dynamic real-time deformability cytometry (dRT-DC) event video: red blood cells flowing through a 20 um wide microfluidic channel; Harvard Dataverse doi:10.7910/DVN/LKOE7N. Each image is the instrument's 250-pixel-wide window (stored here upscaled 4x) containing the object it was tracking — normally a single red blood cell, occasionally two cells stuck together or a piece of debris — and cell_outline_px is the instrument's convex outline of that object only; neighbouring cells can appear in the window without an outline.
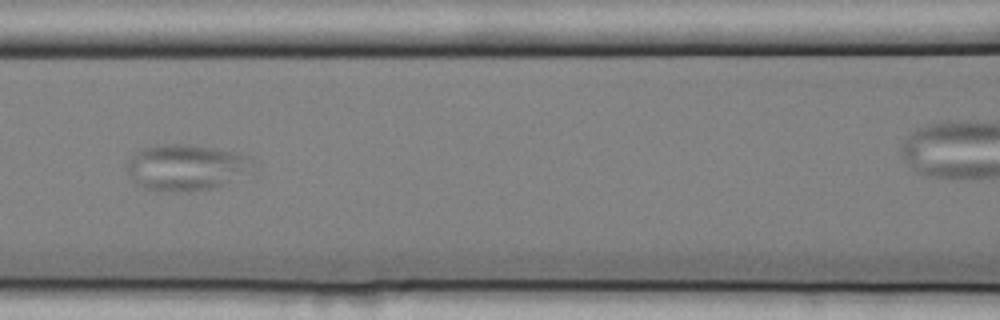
{"species": "common noctule bat (a hibernating species)", "species_latin": "Nyctalus noctula", "temperature_condition": "cold", "stored_images_in_passage": 8, "camera_frame_rate_fps": 3000, "um_per_image_px": 0.085, "animal": {"sex": "female", "body_mass_g": 25.1}, "frame": {"image": 1, "passage_image": 7, "time_ms": 2.0, "image_size_px": [1000, 320], "cell_outline_px": [[260, 168], [256, 172], [216, 188], [188, 192], [180, 192], [144, 188], [128, 172], [128, 164], [132, 156], [136, 152], [144, 148], [160, 144], [188, 144], [216, 148], [236, 152], [252, 156]], "centroid_in_image_um": [16.03, 14.22], "position_along_channel_um": 150.6, "area_um2": 34.56}}